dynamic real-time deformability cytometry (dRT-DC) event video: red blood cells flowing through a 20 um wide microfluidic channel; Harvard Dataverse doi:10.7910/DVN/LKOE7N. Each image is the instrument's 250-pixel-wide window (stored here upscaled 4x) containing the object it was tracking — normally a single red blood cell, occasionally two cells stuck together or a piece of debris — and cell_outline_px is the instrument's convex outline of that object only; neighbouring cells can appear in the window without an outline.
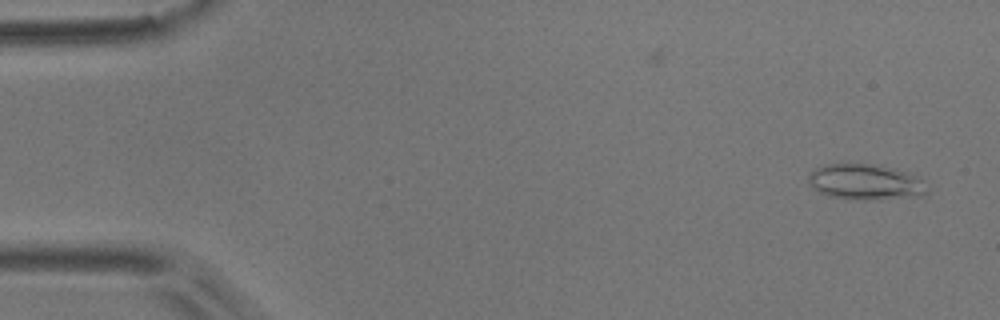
{"species": "common noctule bat (a hibernating species)", "species_latin": "Nyctalus noctula", "temperature_condition": "room temperature", "stored_images_in_passage": 52, "camera_frame_rate_fps": 3000, "um_per_image_px": 0.085, "animal": {"sex": "male", "body_mass_g": 17.9}, "frame": {"image": 1, "passage_image": 2, "time_ms": 0.333, "image_size_px": [1000, 320], "cell_outline_px": [[928, 192], [924, 196], [868, 200], [852, 200], [828, 196], [820, 192], [808, 180], [808, 176], [816, 168], [824, 164], [872, 164], [908, 172], [924, 180]], "centroid_in_image_um": [73.61, 15.49], "position_along_channel_um": 11.4, "area_um2": 24.68}}
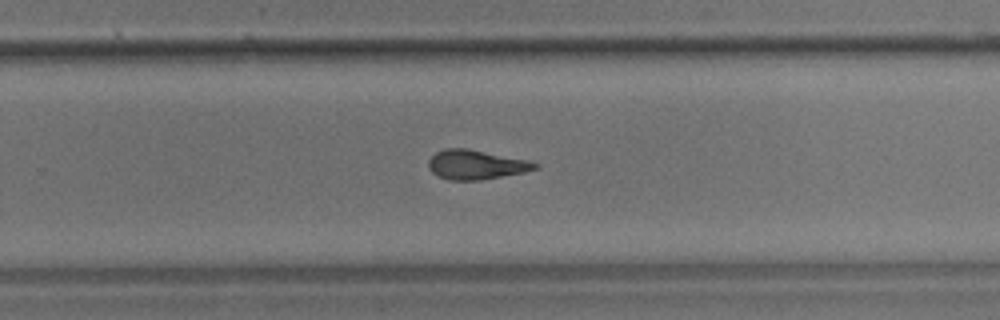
{"frame": {"image": 2, "passage_image": 34, "time_ms": 11.0, "image_size_px": [1000, 320], "cell_outline_px": [[540, 168], [524, 172], [480, 180], [448, 180], [436, 176], [428, 168], [428, 160], [436, 152], [444, 148], [468, 148], [528, 160], [540, 164]], "centroid_in_image_um": [40.45, 13.99], "position_along_channel_um": 289.4, "area_um2": 18.44}}
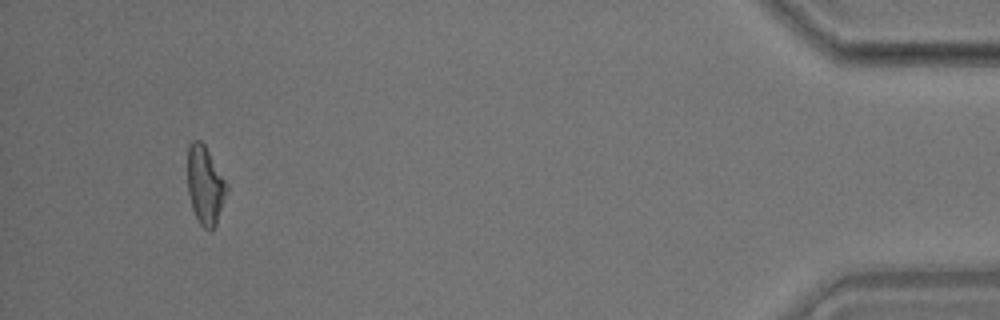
{"frame": {"image": 3, "passage_image": 50, "time_ms": 16.333, "image_size_px": [1000, 320], "cell_outline_px": [[228, 188], [216, 224], [212, 228], [204, 228], [200, 224], [192, 208], [188, 192], [188, 144], [192, 140], [200, 140], [204, 144], [228, 184]], "centroid_in_image_um": [17.43, 15.71], "position_along_channel_um": 417.8, "area_um2": 17.63}, "authors_computed_cell_mechanics": {"area_um2": 18.6116, "velocity_mm_per_s": 3.7275, "shape_relaxation_time_tau1_ms": 6.4811, "shape_relaxation_time_tau2_ms": 2.7137, "deformation_change_tau1": 0.176, "deformation_change_tau2": 0.1158}}